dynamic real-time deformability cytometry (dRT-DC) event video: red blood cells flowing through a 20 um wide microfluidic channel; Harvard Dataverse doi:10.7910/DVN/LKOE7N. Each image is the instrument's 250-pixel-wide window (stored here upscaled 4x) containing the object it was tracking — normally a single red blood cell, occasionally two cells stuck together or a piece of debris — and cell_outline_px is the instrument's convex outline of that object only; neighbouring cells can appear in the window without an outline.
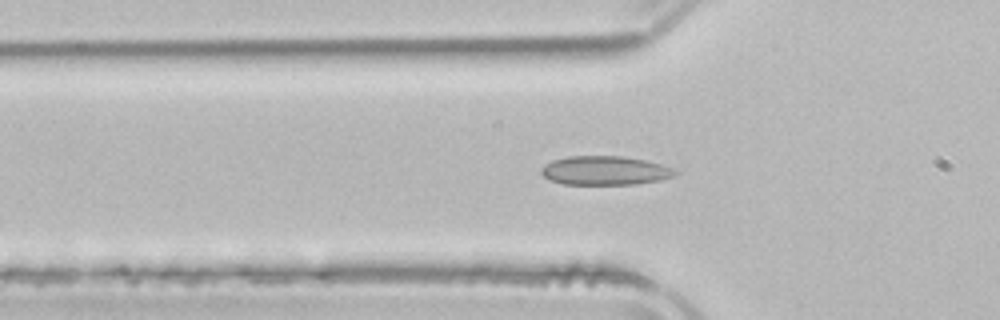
{"species": "common noctule bat (a hibernating species)", "species_latin": "Nyctalus noctula", "temperature_condition": "room temperature", "stored_images_in_passage": 50, "camera_frame_rate_fps": 3000, "um_per_image_px": 0.085, "animal": {"sex": "male", "body_mass_g": 21.5, "forearm_length_mm": 52.0}, "frame": {"image": 1, "passage_image": 14, "time_ms": 4.333, "image_size_px": [1000, 320], "cell_outline_px": [[680, 172], [672, 176], [660, 180], [636, 184], [564, 184], [548, 180], [540, 172], [540, 168], [544, 164], [552, 160], [568, 156], [620, 156], [644, 160], [660, 164], [672, 168]], "centroid_in_image_um": [51.38, 14.5], "position_along_channel_um": 74.4, "area_um2": 22.6}}
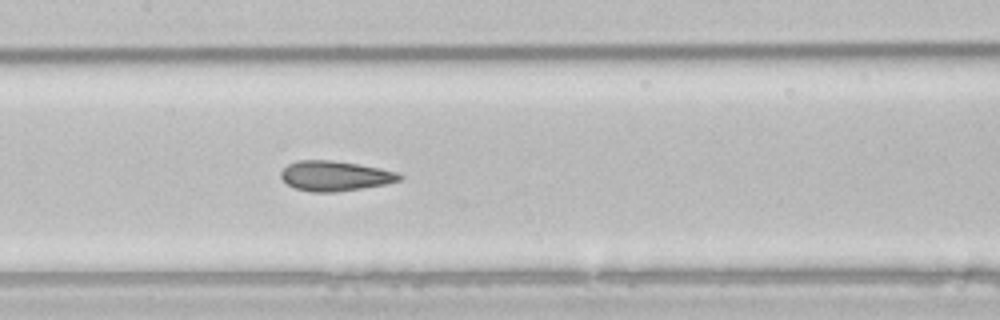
{"frame": {"image": 2, "passage_image": 22, "time_ms": 7.0, "image_size_px": [1000, 320], "cell_outline_px": [[404, 176], [400, 180], [388, 184], [336, 192], [308, 192], [296, 188], [288, 184], [280, 176], [280, 172], [288, 164], [296, 160], [332, 160], [380, 168], [396, 172]], "centroid_in_image_um": [28.47, 14.95], "position_along_channel_um": 178.9, "area_um2": 20.75}}
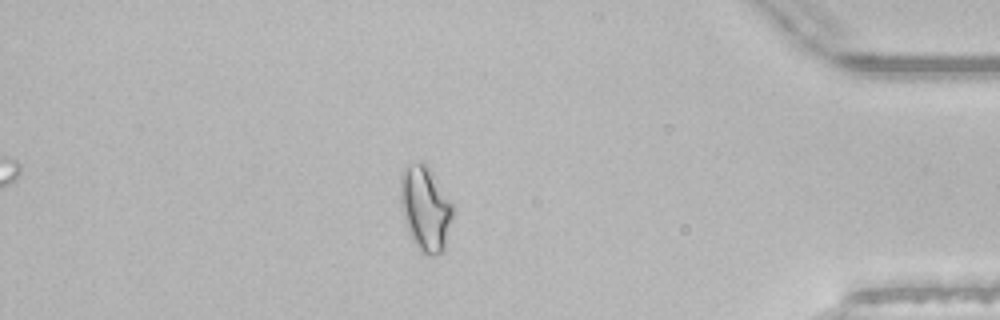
{"frame": {"image": 3, "passage_image": 42, "time_ms": 13.667, "image_size_px": [1000, 320], "cell_outline_px": [[452, 216], [444, 248], [440, 252], [432, 256], [428, 256], [420, 252], [412, 240], [400, 204], [400, 176], [404, 164], [420, 160], [428, 168], [452, 204]], "centroid_in_image_um": [36.1, 17.7], "position_along_channel_um": 399.1, "area_um2": 25.49}, "authors_computed_cell_mechanics": {"area_um2": 22.3975, "velocity_mm_per_s": 3.8799, "shape_relaxation_time_tau1_ms": null, "shape_relaxation_time_tau2_ms": 2.3458, "deformation_change_tau1": null, "deformation_change_tau2": 0.0782}}